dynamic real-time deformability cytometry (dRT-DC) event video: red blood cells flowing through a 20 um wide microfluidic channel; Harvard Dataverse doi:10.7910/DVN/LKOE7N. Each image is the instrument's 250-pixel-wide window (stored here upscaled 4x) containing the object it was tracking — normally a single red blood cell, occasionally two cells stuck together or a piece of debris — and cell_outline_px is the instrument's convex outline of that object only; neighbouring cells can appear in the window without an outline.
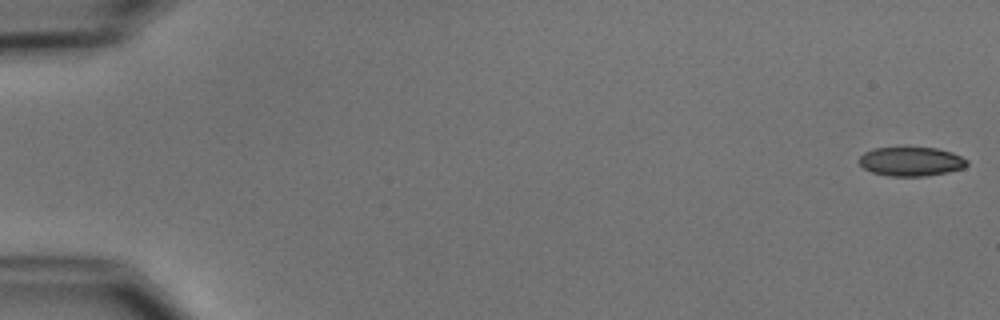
{"species": "common noctule bat (a hibernating species)", "species_latin": "Nyctalus noctula", "temperature_condition": "cold", "stored_images_in_passage": 54, "camera_frame_rate_fps": 3000, "um_per_image_px": 0.085, "animal": {"sex": "male", "body_mass_g": 15.6}, "frame": {"image": 1, "passage_image": 1, "time_ms": 0.0, "image_size_px": [1000, 320], "cell_outline_px": [[968, 164], [964, 168], [948, 172], [924, 176], [888, 176], [872, 172], [864, 168], [856, 160], [864, 152], [876, 148], [936, 148], [952, 152], [968, 160]], "centroid_in_image_um": [77.43, 13.73], "position_along_channel_um": 7.6, "area_um2": 18.26}}
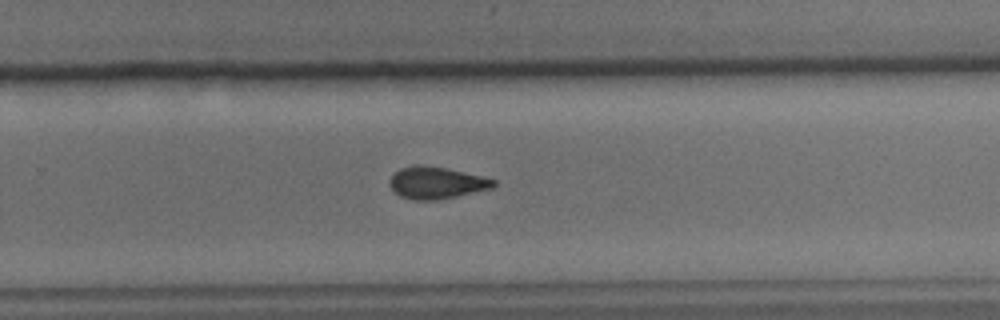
{"frame": {"image": 2, "passage_image": 36, "time_ms": 11.667, "image_size_px": [1000, 320], "cell_outline_px": [[496, 184], [492, 188], [456, 196], [436, 200], [412, 200], [400, 196], [388, 184], [388, 180], [400, 168], [416, 164], [448, 168], [496, 180]], "centroid_in_image_um": [37.07, 15.53], "position_along_channel_um": 292.7, "area_um2": 19.25}}
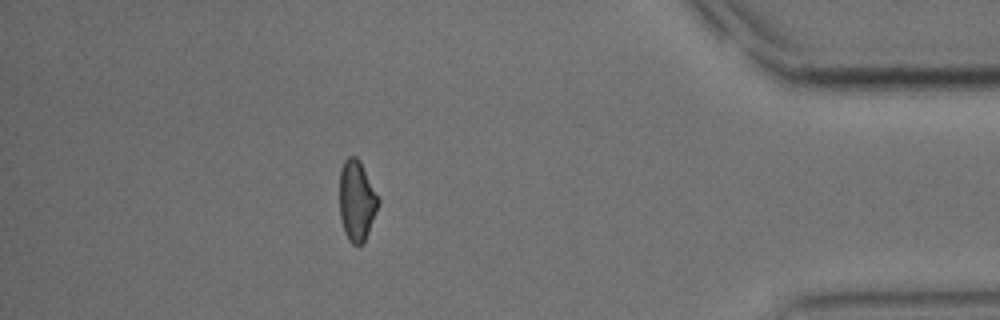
{"frame": {"image": 3, "passage_image": 48, "time_ms": 15.667, "image_size_px": [1000, 320], "cell_outline_px": [[380, 204], [364, 244], [352, 244], [348, 240], [344, 232], [340, 216], [340, 168], [344, 160], [348, 156], [356, 156], [360, 160], [380, 196]], "centroid_in_image_um": [30.35, 17.04], "position_along_channel_um": 404.8, "area_um2": 18.73}, "authors_computed_cell_mechanics": {"area_um2": 19.4497, "velocity_mm_per_s": 3.7699, "shape_relaxation_time_tau1_ms": 6.1407, "shape_relaxation_time_tau2_ms": 3.1958, "deformation_change_tau1": 0.1133, "deformation_change_tau2": 0.0913}}